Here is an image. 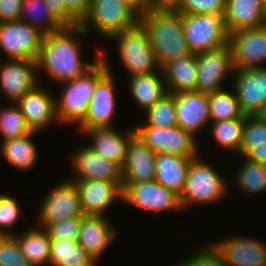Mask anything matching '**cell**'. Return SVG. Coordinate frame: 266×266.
I'll return each mask as SVG.
<instances>
[{
  "instance_id": "43",
  "label": "cell",
  "mask_w": 266,
  "mask_h": 266,
  "mask_svg": "<svg viewBox=\"0 0 266 266\" xmlns=\"http://www.w3.org/2000/svg\"><path fill=\"white\" fill-rule=\"evenodd\" d=\"M226 0H182L180 14H225Z\"/></svg>"
},
{
  "instance_id": "29",
  "label": "cell",
  "mask_w": 266,
  "mask_h": 266,
  "mask_svg": "<svg viewBox=\"0 0 266 266\" xmlns=\"http://www.w3.org/2000/svg\"><path fill=\"white\" fill-rule=\"evenodd\" d=\"M167 93L196 91V55L190 54L166 64L162 69Z\"/></svg>"
},
{
  "instance_id": "7",
  "label": "cell",
  "mask_w": 266,
  "mask_h": 266,
  "mask_svg": "<svg viewBox=\"0 0 266 266\" xmlns=\"http://www.w3.org/2000/svg\"><path fill=\"white\" fill-rule=\"evenodd\" d=\"M134 129L135 135L155 154L196 158L203 152L199 140L179 126L159 128L148 126L142 121L135 124Z\"/></svg>"
},
{
  "instance_id": "45",
  "label": "cell",
  "mask_w": 266,
  "mask_h": 266,
  "mask_svg": "<svg viewBox=\"0 0 266 266\" xmlns=\"http://www.w3.org/2000/svg\"><path fill=\"white\" fill-rule=\"evenodd\" d=\"M23 0H0V23L19 21Z\"/></svg>"
},
{
  "instance_id": "16",
  "label": "cell",
  "mask_w": 266,
  "mask_h": 266,
  "mask_svg": "<svg viewBox=\"0 0 266 266\" xmlns=\"http://www.w3.org/2000/svg\"><path fill=\"white\" fill-rule=\"evenodd\" d=\"M2 60L0 62V90L5 103H17L27 92L35 88L38 79L36 60Z\"/></svg>"
},
{
  "instance_id": "48",
  "label": "cell",
  "mask_w": 266,
  "mask_h": 266,
  "mask_svg": "<svg viewBox=\"0 0 266 266\" xmlns=\"http://www.w3.org/2000/svg\"><path fill=\"white\" fill-rule=\"evenodd\" d=\"M123 1L139 18L151 11L150 0H123Z\"/></svg>"
},
{
  "instance_id": "37",
  "label": "cell",
  "mask_w": 266,
  "mask_h": 266,
  "mask_svg": "<svg viewBox=\"0 0 266 266\" xmlns=\"http://www.w3.org/2000/svg\"><path fill=\"white\" fill-rule=\"evenodd\" d=\"M31 133L20 107L16 103L0 105V141L19 138Z\"/></svg>"
},
{
  "instance_id": "24",
  "label": "cell",
  "mask_w": 266,
  "mask_h": 266,
  "mask_svg": "<svg viewBox=\"0 0 266 266\" xmlns=\"http://www.w3.org/2000/svg\"><path fill=\"white\" fill-rule=\"evenodd\" d=\"M155 180V153L137 136L129 143L125 163L122 166V184Z\"/></svg>"
},
{
  "instance_id": "40",
  "label": "cell",
  "mask_w": 266,
  "mask_h": 266,
  "mask_svg": "<svg viewBox=\"0 0 266 266\" xmlns=\"http://www.w3.org/2000/svg\"><path fill=\"white\" fill-rule=\"evenodd\" d=\"M197 250V251H196ZM192 255L189 253L180 260L172 261L170 266H226L221 253L215 248V246L209 241H206L204 245L195 247Z\"/></svg>"
},
{
  "instance_id": "34",
  "label": "cell",
  "mask_w": 266,
  "mask_h": 266,
  "mask_svg": "<svg viewBox=\"0 0 266 266\" xmlns=\"http://www.w3.org/2000/svg\"><path fill=\"white\" fill-rule=\"evenodd\" d=\"M209 124L210 136L216 147L234 154L239 153L242 140L245 118H236L224 121H211Z\"/></svg>"
},
{
  "instance_id": "6",
  "label": "cell",
  "mask_w": 266,
  "mask_h": 266,
  "mask_svg": "<svg viewBox=\"0 0 266 266\" xmlns=\"http://www.w3.org/2000/svg\"><path fill=\"white\" fill-rule=\"evenodd\" d=\"M139 17L123 0H91L88 15L80 23L90 36L108 41L113 35L133 28ZM103 38V39H102Z\"/></svg>"
},
{
  "instance_id": "18",
  "label": "cell",
  "mask_w": 266,
  "mask_h": 266,
  "mask_svg": "<svg viewBox=\"0 0 266 266\" xmlns=\"http://www.w3.org/2000/svg\"><path fill=\"white\" fill-rule=\"evenodd\" d=\"M252 237L236 233L210 242L221 253L226 266H265L266 242Z\"/></svg>"
},
{
  "instance_id": "33",
  "label": "cell",
  "mask_w": 266,
  "mask_h": 266,
  "mask_svg": "<svg viewBox=\"0 0 266 266\" xmlns=\"http://www.w3.org/2000/svg\"><path fill=\"white\" fill-rule=\"evenodd\" d=\"M20 20L34 27L44 36L64 28L50 12L44 0H23Z\"/></svg>"
},
{
  "instance_id": "25",
  "label": "cell",
  "mask_w": 266,
  "mask_h": 266,
  "mask_svg": "<svg viewBox=\"0 0 266 266\" xmlns=\"http://www.w3.org/2000/svg\"><path fill=\"white\" fill-rule=\"evenodd\" d=\"M224 23L228 34L265 26L263 0H226Z\"/></svg>"
},
{
  "instance_id": "35",
  "label": "cell",
  "mask_w": 266,
  "mask_h": 266,
  "mask_svg": "<svg viewBox=\"0 0 266 266\" xmlns=\"http://www.w3.org/2000/svg\"><path fill=\"white\" fill-rule=\"evenodd\" d=\"M49 266H99L78 242L51 241Z\"/></svg>"
},
{
  "instance_id": "12",
  "label": "cell",
  "mask_w": 266,
  "mask_h": 266,
  "mask_svg": "<svg viewBox=\"0 0 266 266\" xmlns=\"http://www.w3.org/2000/svg\"><path fill=\"white\" fill-rule=\"evenodd\" d=\"M37 29L25 22L0 23V52L6 60H37L43 39Z\"/></svg>"
},
{
  "instance_id": "8",
  "label": "cell",
  "mask_w": 266,
  "mask_h": 266,
  "mask_svg": "<svg viewBox=\"0 0 266 266\" xmlns=\"http://www.w3.org/2000/svg\"><path fill=\"white\" fill-rule=\"evenodd\" d=\"M184 37L191 54L197 55L228 44L224 14H181Z\"/></svg>"
},
{
  "instance_id": "17",
  "label": "cell",
  "mask_w": 266,
  "mask_h": 266,
  "mask_svg": "<svg viewBox=\"0 0 266 266\" xmlns=\"http://www.w3.org/2000/svg\"><path fill=\"white\" fill-rule=\"evenodd\" d=\"M42 85V86H41ZM52 89L39 83L27 92L16 104L20 107L31 132L43 133L54 123L59 125L56 115L55 95Z\"/></svg>"
},
{
  "instance_id": "42",
  "label": "cell",
  "mask_w": 266,
  "mask_h": 266,
  "mask_svg": "<svg viewBox=\"0 0 266 266\" xmlns=\"http://www.w3.org/2000/svg\"><path fill=\"white\" fill-rule=\"evenodd\" d=\"M0 266H33L22 254L14 236H0Z\"/></svg>"
},
{
  "instance_id": "3",
  "label": "cell",
  "mask_w": 266,
  "mask_h": 266,
  "mask_svg": "<svg viewBox=\"0 0 266 266\" xmlns=\"http://www.w3.org/2000/svg\"><path fill=\"white\" fill-rule=\"evenodd\" d=\"M108 72L105 62L100 58L81 77L58 84L63 88L60 89L59 96L55 95L56 115L60 126L73 125L76 128L84 121L95 87Z\"/></svg>"
},
{
  "instance_id": "46",
  "label": "cell",
  "mask_w": 266,
  "mask_h": 266,
  "mask_svg": "<svg viewBox=\"0 0 266 266\" xmlns=\"http://www.w3.org/2000/svg\"><path fill=\"white\" fill-rule=\"evenodd\" d=\"M67 10L81 23L88 15L91 0H64Z\"/></svg>"
},
{
  "instance_id": "21",
  "label": "cell",
  "mask_w": 266,
  "mask_h": 266,
  "mask_svg": "<svg viewBox=\"0 0 266 266\" xmlns=\"http://www.w3.org/2000/svg\"><path fill=\"white\" fill-rule=\"evenodd\" d=\"M73 181L84 215L106 216L114 201L122 202L123 190L116 183L100 179Z\"/></svg>"
},
{
  "instance_id": "1",
  "label": "cell",
  "mask_w": 266,
  "mask_h": 266,
  "mask_svg": "<svg viewBox=\"0 0 266 266\" xmlns=\"http://www.w3.org/2000/svg\"><path fill=\"white\" fill-rule=\"evenodd\" d=\"M88 34L81 26L64 27L62 30L43 36L37 61L38 79L40 73L53 79L54 83L75 80L85 74L100 59L101 49L96 48L92 62L84 59L82 39ZM81 39V40H79ZM83 50V51H82Z\"/></svg>"
},
{
  "instance_id": "13",
  "label": "cell",
  "mask_w": 266,
  "mask_h": 266,
  "mask_svg": "<svg viewBox=\"0 0 266 266\" xmlns=\"http://www.w3.org/2000/svg\"><path fill=\"white\" fill-rule=\"evenodd\" d=\"M197 83L196 92L204 95L224 89L227 77L233 75L232 51L229 43L215 50L196 55Z\"/></svg>"
},
{
  "instance_id": "49",
  "label": "cell",
  "mask_w": 266,
  "mask_h": 266,
  "mask_svg": "<svg viewBox=\"0 0 266 266\" xmlns=\"http://www.w3.org/2000/svg\"><path fill=\"white\" fill-rule=\"evenodd\" d=\"M254 116L260 121L266 122V102L262 105V107L256 112Z\"/></svg>"
},
{
  "instance_id": "39",
  "label": "cell",
  "mask_w": 266,
  "mask_h": 266,
  "mask_svg": "<svg viewBox=\"0 0 266 266\" xmlns=\"http://www.w3.org/2000/svg\"><path fill=\"white\" fill-rule=\"evenodd\" d=\"M19 203L12 195L0 192V236H15L18 233L15 225L17 227V223L24 217Z\"/></svg>"
},
{
  "instance_id": "47",
  "label": "cell",
  "mask_w": 266,
  "mask_h": 266,
  "mask_svg": "<svg viewBox=\"0 0 266 266\" xmlns=\"http://www.w3.org/2000/svg\"><path fill=\"white\" fill-rule=\"evenodd\" d=\"M182 0H150L151 11L178 12Z\"/></svg>"
},
{
  "instance_id": "10",
  "label": "cell",
  "mask_w": 266,
  "mask_h": 266,
  "mask_svg": "<svg viewBox=\"0 0 266 266\" xmlns=\"http://www.w3.org/2000/svg\"><path fill=\"white\" fill-rule=\"evenodd\" d=\"M101 49L100 58L105 62L109 72L97 83L90 100L89 110L84 121L76 130L115 127V115L118 112L117 87L111 63L106 52Z\"/></svg>"
},
{
  "instance_id": "41",
  "label": "cell",
  "mask_w": 266,
  "mask_h": 266,
  "mask_svg": "<svg viewBox=\"0 0 266 266\" xmlns=\"http://www.w3.org/2000/svg\"><path fill=\"white\" fill-rule=\"evenodd\" d=\"M81 228V217H71L47 225L44 229L49 239L55 242H77Z\"/></svg>"
},
{
  "instance_id": "50",
  "label": "cell",
  "mask_w": 266,
  "mask_h": 266,
  "mask_svg": "<svg viewBox=\"0 0 266 266\" xmlns=\"http://www.w3.org/2000/svg\"><path fill=\"white\" fill-rule=\"evenodd\" d=\"M263 13H264L265 22H266V0H263Z\"/></svg>"
},
{
  "instance_id": "22",
  "label": "cell",
  "mask_w": 266,
  "mask_h": 266,
  "mask_svg": "<svg viewBox=\"0 0 266 266\" xmlns=\"http://www.w3.org/2000/svg\"><path fill=\"white\" fill-rule=\"evenodd\" d=\"M117 235V229L107 216L83 215L77 242L98 263Z\"/></svg>"
},
{
  "instance_id": "38",
  "label": "cell",
  "mask_w": 266,
  "mask_h": 266,
  "mask_svg": "<svg viewBox=\"0 0 266 266\" xmlns=\"http://www.w3.org/2000/svg\"><path fill=\"white\" fill-rule=\"evenodd\" d=\"M144 115L143 122L148 126L159 128L177 126L175 94H165Z\"/></svg>"
},
{
  "instance_id": "26",
  "label": "cell",
  "mask_w": 266,
  "mask_h": 266,
  "mask_svg": "<svg viewBox=\"0 0 266 266\" xmlns=\"http://www.w3.org/2000/svg\"><path fill=\"white\" fill-rule=\"evenodd\" d=\"M39 134L41 133L31 132L26 136L1 141V158L15 170L24 173L32 171L40 159V148L33 141Z\"/></svg>"
},
{
  "instance_id": "19",
  "label": "cell",
  "mask_w": 266,
  "mask_h": 266,
  "mask_svg": "<svg viewBox=\"0 0 266 266\" xmlns=\"http://www.w3.org/2000/svg\"><path fill=\"white\" fill-rule=\"evenodd\" d=\"M79 135L86 137L89 146L96 154L104 159L118 164L121 168L125 163L130 141L136 136L134 127L127 131L118 130L116 127L91 128L77 130Z\"/></svg>"
},
{
  "instance_id": "11",
  "label": "cell",
  "mask_w": 266,
  "mask_h": 266,
  "mask_svg": "<svg viewBox=\"0 0 266 266\" xmlns=\"http://www.w3.org/2000/svg\"><path fill=\"white\" fill-rule=\"evenodd\" d=\"M122 202L133 208L152 213L160 217L162 212L182 211L179 196L168 190L158 182L148 181L142 183L122 184ZM154 213V215H153Z\"/></svg>"
},
{
  "instance_id": "32",
  "label": "cell",
  "mask_w": 266,
  "mask_h": 266,
  "mask_svg": "<svg viewBox=\"0 0 266 266\" xmlns=\"http://www.w3.org/2000/svg\"><path fill=\"white\" fill-rule=\"evenodd\" d=\"M241 159V164H238L240 168L237 167L236 175L233 178L235 182L231 181L235 186L233 187L231 184L229 191L233 190L231 188L237 187L236 190H240L239 194L242 191V196L245 194L246 197L266 193V165L250 161L243 156Z\"/></svg>"
},
{
  "instance_id": "23",
  "label": "cell",
  "mask_w": 266,
  "mask_h": 266,
  "mask_svg": "<svg viewBox=\"0 0 266 266\" xmlns=\"http://www.w3.org/2000/svg\"><path fill=\"white\" fill-rule=\"evenodd\" d=\"M175 106L177 126L198 139L197 134L211 122L207 95L196 91L176 93Z\"/></svg>"
},
{
  "instance_id": "31",
  "label": "cell",
  "mask_w": 266,
  "mask_h": 266,
  "mask_svg": "<svg viewBox=\"0 0 266 266\" xmlns=\"http://www.w3.org/2000/svg\"><path fill=\"white\" fill-rule=\"evenodd\" d=\"M250 161L266 165V122L246 116L238 153Z\"/></svg>"
},
{
  "instance_id": "30",
  "label": "cell",
  "mask_w": 266,
  "mask_h": 266,
  "mask_svg": "<svg viewBox=\"0 0 266 266\" xmlns=\"http://www.w3.org/2000/svg\"><path fill=\"white\" fill-rule=\"evenodd\" d=\"M22 254L33 266H48L51 240L44 228L32 225L14 236Z\"/></svg>"
},
{
  "instance_id": "14",
  "label": "cell",
  "mask_w": 266,
  "mask_h": 266,
  "mask_svg": "<svg viewBox=\"0 0 266 266\" xmlns=\"http://www.w3.org/2000/svg\"><path fill=\"white\" fill-rule=\"evenodd\" d=\"M71 180L100 179L116 183L122 189V168L96 154L89 146L81 145L69 154Z\"/></svg>"
},
{
  "instance_id": "4",
  "label": "cell",
  "mask_w": 266,
  "mask_h": 266,
  "mask_svg": "<svg viewBox=\"0 0 266 266\" xmlns=\"http://www.w3.org/2000/svg\"><path fill=\"white\" fill-rule=\"evenodd\" d=\"M199 154L191 160L183 193L179 197L182 210L208 204L214 205L224 201L229 195L226 177L214 165L204 160ZM193 206V207H192Z\"/></svg>"
},
{
  "instance_id": "28",
  "label": "cell",
  "mask_w": 266,
  "mask_h": 266,
  "mask_svg": "<svg viewBox=\"0 0 266 266\" xmlns=\"http://www.w3.org/2000/svg\"><path fill=\"white\" fill-rule=\"evenodd\" d=\"M192 159L194 158L155 154V181L180 197Z\"/></svg>"
},
{
  "instance_id": "20",
  "label": "cell",
  "mask_w": 266,
  "mask_h": 266,
  "mask_svg": "<svg viewBox=\"0 0 266 266\" xmlns=\"http://www.w3.org/2000/svg\"><path fill=\"white\" fill-rule=\"evenodd\" d=\"M232 88L245 116H254L266 102V67L234 70Z\"/></svg>"
},
{
  "instance_id": "27",
  "label": "cell",
  "mask_w": 266,
  "mask_h": 266,
  "mask_svg": "<svg viewBox=\"0 0 266 266\" xmlns=\"http://www.w3.org/2000/svg\"><path fill=\"white\" fill-rule=\"evenodd\" d=\"M128 78L129 94L141 113H145L167 94L162 71Z\"/></svg>"
},
{
  "instance_id": "15",
  "label": "cell",
  "mask_w": 266,
  "mask_h": 266,
  "mask_svg": "<svg viewBox=\"0 0 266 266\" xmlns=\"http://www.w3.org/2000/svg\"><path fill=\"white\" fill-rule=\"evenodd\" d=\"M234 70L265 68L266 25L229 34Z\"/></svg>"
},
{
  "instance_id": "2",
  "label": "cell",
  "mask_w": 266,
  "mask_h": 266,
  "mask_svg": "<svg viewBox=\"0 0 266 266\" xmlns=\"http://www.w3.org/2000/svg\"><path fill=\"white\" fill-rule=\"evenodd\" d=\"M139 23L147 33L161 69L169 62L191 54L179 12L150 11L139 18Z\"/></svg>"
},
{
  "instance_id": "36",
  "label": "cell",
  "mask_w": 266,
  "mask_h": 266,
  "mask_svg": "<svg viewBox=\"0 0 266 266\" xmlns=\"http://www.w3.org/2000/svg\"><path fill=\"white\" fill-rule=\"evenodd\" d=\"M211 121H224L245 118L242 113L235 91L224 88L221 91L207 95Z\"/></svg>"
},
{
  "instance_id": "44",
  "label": "cell",
  "mask_w": 266,
  "mask_h": 266,
  "mask_svg": "<svg viewBox=\"0 0 266 266\" xmlns=\"http://www.w3.org/2000/svg\"><path fill=\"white\" fill-rule=\"evenodd\" d=\"M53 16L64 27H77L80 22L67 10L64 0H44Z\"/></svg>"
},
{
  "instance_id": "9",
  "label": "cell",
  "mask_w": 266,
  "mask_h": 266,
  "mask_svg": "<svg viewBox=\"0 0 266 266\" xmlns=\"http://www.w3.org/2000/svg\"><path fill=\"white\" fill-rule=\"evenodd\" d=\"M35 215V225L45 228L47 225L71 217H82L79 193L73 180L66 178L52 186L40 203Z\"/></svg>"
},
{
  "instance_id": "5",
  "label": "cell",
  "mask_w": 266,
  "mask_h": 266,
  "mask_svg": "<svg viewBox=\"0 0 266 266\" xmlns=\"http://www.w3.org/2000/svg\"><path fill=\"white\" fill-rule=\"evenodd\" d=\"M108 41L116 43L118 61L128 72V77L162 71L147 33L139 22L133 28L113 35Z\"/></svg>"
}]
</instances>
